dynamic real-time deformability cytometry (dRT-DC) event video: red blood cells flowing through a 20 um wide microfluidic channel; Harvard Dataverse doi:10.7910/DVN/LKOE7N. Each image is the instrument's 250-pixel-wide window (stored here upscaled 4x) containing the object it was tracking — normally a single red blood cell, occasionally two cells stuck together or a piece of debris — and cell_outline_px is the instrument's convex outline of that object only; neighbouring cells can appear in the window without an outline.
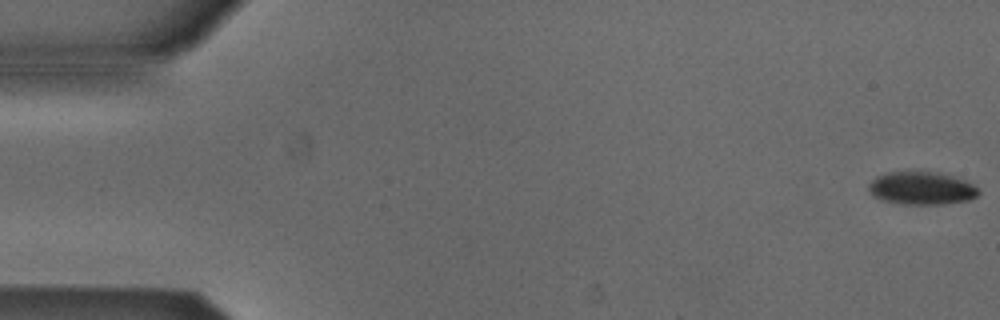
{"species": "Egyptian fruit bat (a non-hibernating species)", "species_latin": "Rousettus aegyptiacus", "temperature_condition": "cold", "stored_images_in_passage": 53, "camera_frame_rate_fps": 3000, "um_per_image_px": 0.085, "animal": {"sex": "male"}, "frame": {"image": 1, "passage_image": 1, "time_ms": 0.0, "image_size_px": [1000, 320], "cell_outline_px": [[980, 192], [976, 196], [968, 200], [944, 204], [900, 204], [880, 200], [872, 196], [868, 188], [868, 184], [876, 176], [888, 172], [912, 168], [944, 172], [964, 180], [980, 188]], "centroid_in_image_um": [78.31, 15.94], "position_along_channel_um": 6.7, "area_um2": 22.14}}
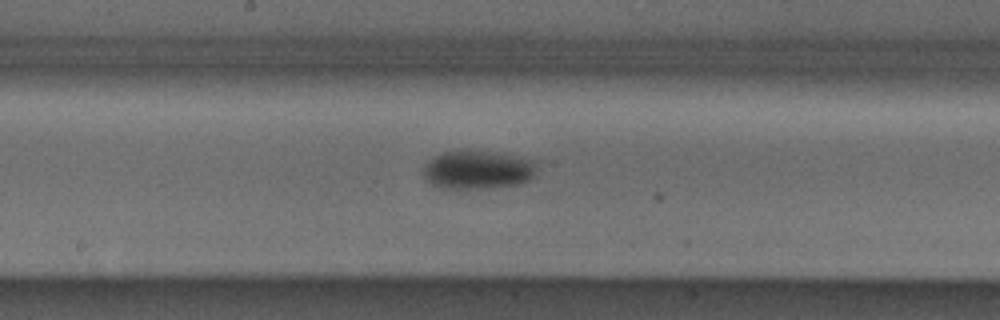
{"frame": {"image": 2, "passage_image": 28, "time_ms": 9.0, "image_size_px": [1000, 320], "cell_outline_px": [[532, 176], [528, 180], [520, 184], [488, 188], [440, 188], [432, 184], [420, 172], [424, 164], [428, 160], [444, 152], [460, 148], [464, 148], [492, 152], [532, 160]], "centroid_in_image_um": [40.47, 14.41], "position_along_channel_um": 207.7, "area_um2": 25.43}}
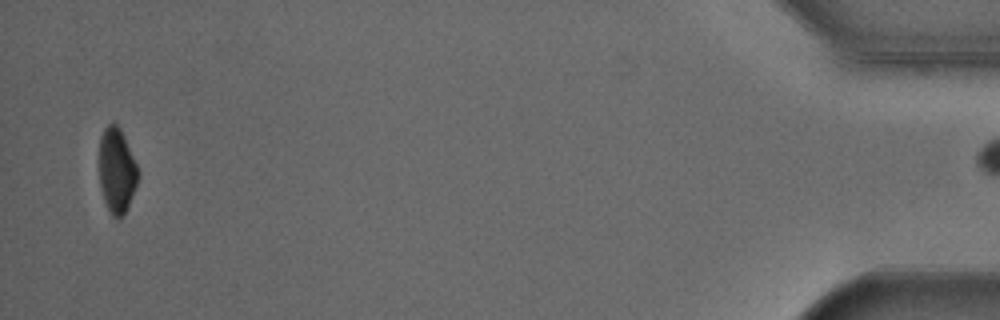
{"frame": {"image": 3, "passage_image": 52, "time_ms": 17.0, "image_size_px": [1000, 320], "cell_outline_px": [[140, 176], [128, 208], [124, 216], [112, 216], [104, 200], [100, 188], [100, 136], [104, 128], [112, 120], [120, 128], [124, 136], [140, 172]], "centroid_in_image_um": [9.94, 14.48], "position_along_channel_um": 425.3, "area_um2": 19.36}, "authors_computed_cell_mechanics": {"area_um2": 23.6402, "velocity_mm_per_s": 3.8731, "shape_relaxation_time_tau1_ms": 2.9262, "shape_relaxation_time_tau2_ms": null, "deformation_change_tau1": 0.0889, "deformation_change_tau2": null}}